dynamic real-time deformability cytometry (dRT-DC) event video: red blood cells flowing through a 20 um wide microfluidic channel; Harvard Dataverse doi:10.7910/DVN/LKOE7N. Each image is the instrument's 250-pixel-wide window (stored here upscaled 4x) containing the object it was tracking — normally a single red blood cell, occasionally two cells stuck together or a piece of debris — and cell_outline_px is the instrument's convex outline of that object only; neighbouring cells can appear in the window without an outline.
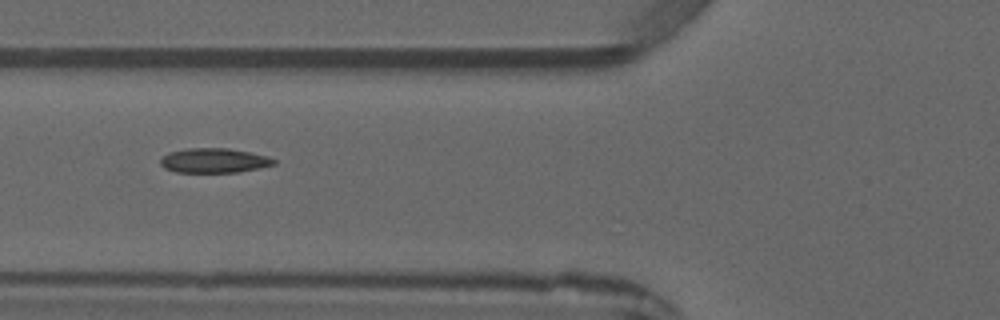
{"species": "common noctule bat (a hibernating species)", "species_latin": "Nyctalus noctula", "temperature_condition": "warm", "stored_images_in_passage": 6, "camera_frame_rate_fps": 3000, "um_per_image_px": 0.085, "animal": {"sex": "male", "forearm_length_mm": 52.5}, "frame": {"image": 1, "passage_image": 5, "time_ms": 4.667, "image_size_px": [1000, 320], "cell_outline_px": [[276, 164], [260, 168], [240, 172], [176, 172], [164, 168], [160, 164], [160, 156], [168, 152], [184, 148], [228, 148], [268, 156], [276, 160]], "centroid_in_image_um": [18.16, 13.64], "position_along_channel_um": 107.6, "area_um2": 16.47}}
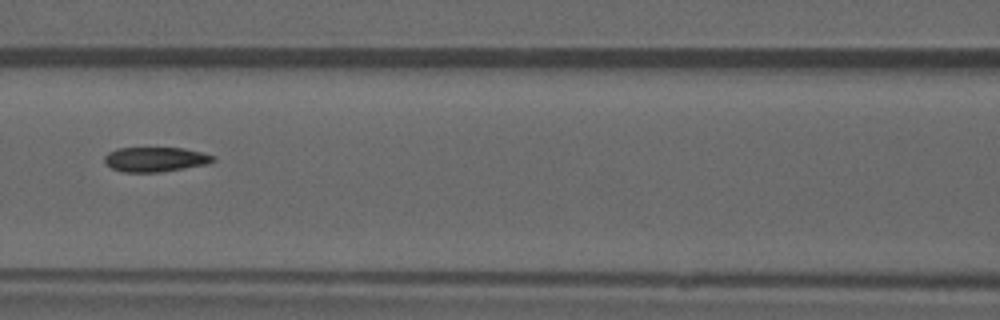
{"frame": {"image": 2, "passage_image": 6, "time_ms": 5.667, "image_size_px": [1000, 320], "cell_outline_px": [[216, 160], [208, 164], [160, 172], [124, 172], [112, 168], [104, 160], [104, 156], [108, 152], [116, 148], [184, 148], [216, 156]], "centroid_in_image_um": [13.22, 13.54], "position_along_channel_um": 153.4, "area_um2": 15.61}}